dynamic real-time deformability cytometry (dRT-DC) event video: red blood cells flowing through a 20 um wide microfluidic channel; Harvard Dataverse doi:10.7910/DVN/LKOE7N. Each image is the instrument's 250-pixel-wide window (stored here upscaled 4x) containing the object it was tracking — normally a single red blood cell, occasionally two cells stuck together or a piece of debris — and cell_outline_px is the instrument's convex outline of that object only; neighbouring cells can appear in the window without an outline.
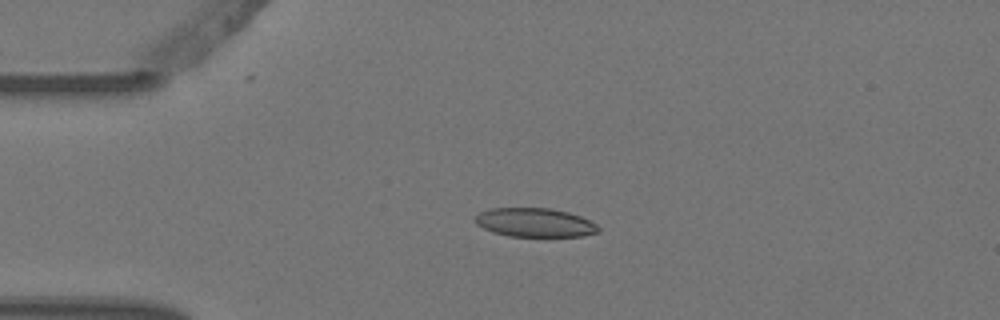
{"species": "Egyptian fruit bat (a non-hibernating species)", "species_latin": "Rousettus aegyptiacus", "temperature_condition": "warm", "stored_images_in_passage": 6, "camera_frame_rate_fps": 3000, "um_per_image_px": 0.085, "animal": {"sex": "female"}, "frame": {"image": 1, "passage_image": 4, "time_ms": 1.0, "image_size_px": [1000, 320], "cell_outline_px": [[600, 232], [584, 236], [508, 236], [492, 232], [476, 224], [472, 220], [480, 212], [488, 208], [552, 208], [568, 212], [580, 216], [596, 224], [600, 228]], "centroid_in_image_um": [45.45, 18.91], "position_along_channel_um": 39.6, "area_um2": 20.87}}
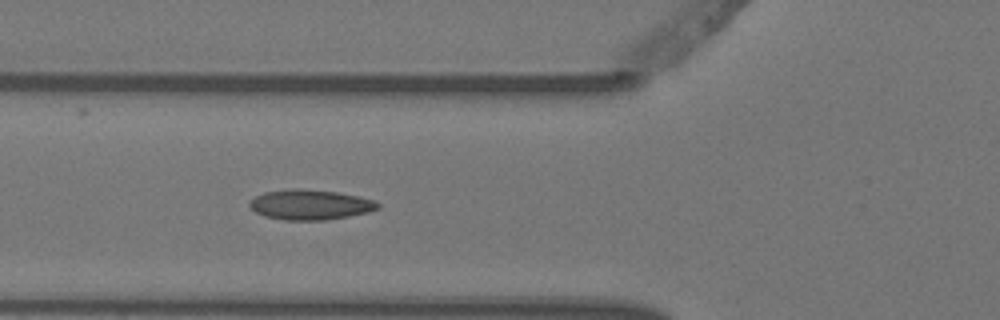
{"frame": {"image": 2, "passage_image": 6, "time_ms": 1.667, "image_size_px": [1000, 320], "cell_outline_px": [[380, 208], [368, 212], [348, 216], [324, 220], [284, 220], [264, 216], [256, 212], [248, 204], [256, 196], [264, 192], [292, 188], [300, 188], [336, 192], [356, 196], [372, 200], [380, 204]], "centroid_in_image_um": [26.35, 17.4], "position_along_channel_um": 99.5, "area_um2": 22.31}}